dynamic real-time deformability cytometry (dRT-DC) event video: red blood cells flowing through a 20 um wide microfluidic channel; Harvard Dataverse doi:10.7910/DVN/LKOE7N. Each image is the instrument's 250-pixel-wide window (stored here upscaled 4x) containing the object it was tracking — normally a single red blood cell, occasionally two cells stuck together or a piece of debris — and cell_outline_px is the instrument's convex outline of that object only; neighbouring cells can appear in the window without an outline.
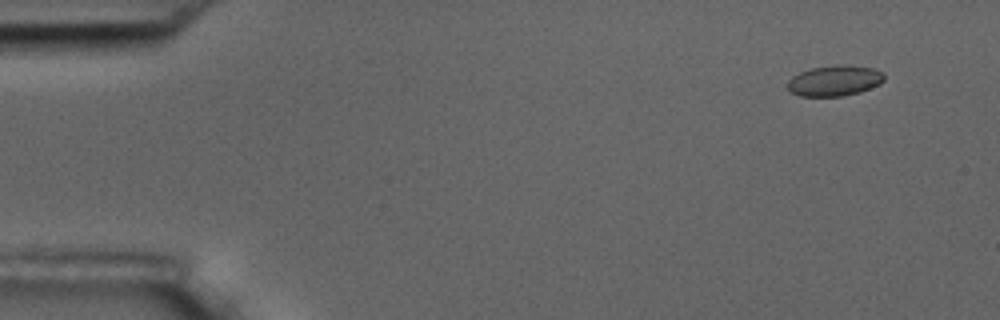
{"species": "common noctule bat (a hibernating species)", "species_latin": "Nyctalus noctula", "temperature_condition": "room temperature", "stored_images_in_passage": 7, "camera_frame_rate_fps": 3000, "um_per_image_px": 0.085, "animal": {"sex": "male", "body_mass_g": 17.5, "forearm_length_mm": 52.3}, "frame": {"image": 1, "passage_image": 1, "time_ms": 0.0, "image_size_px": [1000, 320], "cell_outline_px": [[884, 80], [880, 84], [860, 92], [840, 96], [800, 96], [792, 92], [788, 88], [788, 80], [792, 76], [800, 72], [812, 68], [836, 64], [840, 64], [872, 68], [884, 72]], "centroid_in_image_um": [70.95, 6.85], "position_along_channel_um": 14.1, "area_um2": 17.22}}
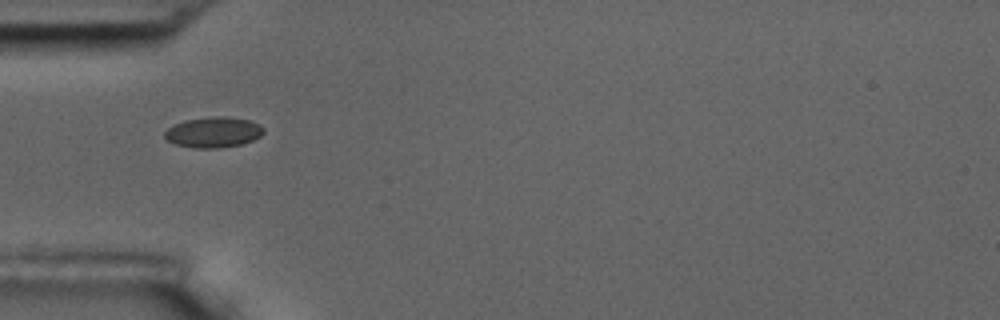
{"frame": {"image": 2, "passage_image": 5, "time_ms": 4.667, "image_size_px": [1000, 320], "cell_outline_px": [[264, 132], [260, 136], [252, 140], [240, 144], [220, 148], [196, 148], [176, 144], [168, 140], [164, 136], [164, 132], [172, 124], [184, 120], [212, 116], [224, 116], [252, 120], [260, 124], [264, 128]], "centroid_in_image_um": [18.15, 11.22], "position_along_channel_um": 66.9, "area_um2": 17.74}}